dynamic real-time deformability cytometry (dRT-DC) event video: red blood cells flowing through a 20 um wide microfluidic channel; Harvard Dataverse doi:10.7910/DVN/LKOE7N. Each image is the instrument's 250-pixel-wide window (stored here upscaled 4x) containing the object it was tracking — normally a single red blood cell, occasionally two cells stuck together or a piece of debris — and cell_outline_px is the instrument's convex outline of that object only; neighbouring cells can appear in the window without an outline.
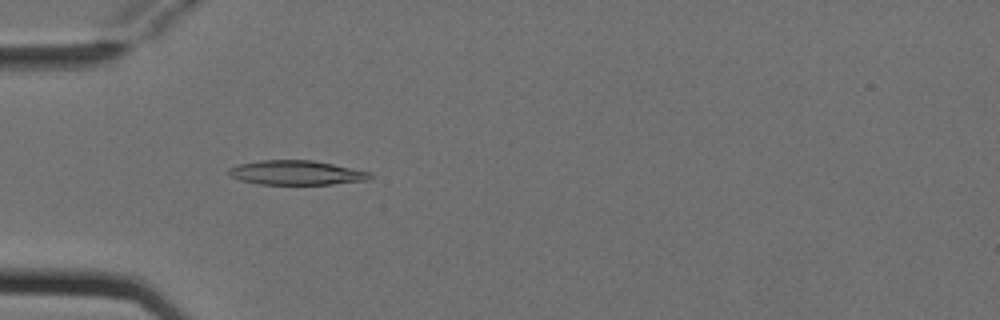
{"species": "Egyptian fruit bat (a non-hibernating species)", "species_latin": "Rousettus aegyptiacus", "temperature_condition": "cold", "stored_images_in_passage": 3, "camera_frame_rate_fps": 3000, "um_per_image_px": 0.085, "animal": {"sex": "female"}, "frame": {"image": 1, "passage_image": 2, "time_ms": 0.333, "image_size_px": [1000, 320], "cell_outline_px": [[372, 176], [368, 180], [332, 184], [256, 184], [240, 180], [232, 176], [228, 172], [228, 168], [240, 164], [260, 160], [312, 160], [372, 172]], "centroid_in_image_um": [25.2, 14.68], "position_along_channel_um": 59.8, "area_um2": 20.0}}
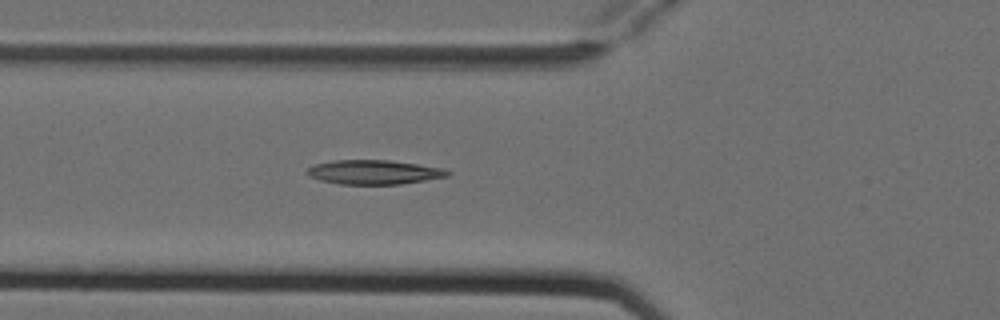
{"frame": {"image": 2, "passage_image": 3, "time_ms": 0.667, "image_size_px": [1000, 320], "cell_outline_px": [[452, 172], [448, 176], [400, 184], [340, 184], [320, 180], [308, 176], [304, 172], [308, 168], [316, 164], [332, 160], [388, 160], [444, 168]], "centroid_in_image_um": [31.76, 14.63], "position_along_channel_um": 94.0, "area_um2": 19.83}}